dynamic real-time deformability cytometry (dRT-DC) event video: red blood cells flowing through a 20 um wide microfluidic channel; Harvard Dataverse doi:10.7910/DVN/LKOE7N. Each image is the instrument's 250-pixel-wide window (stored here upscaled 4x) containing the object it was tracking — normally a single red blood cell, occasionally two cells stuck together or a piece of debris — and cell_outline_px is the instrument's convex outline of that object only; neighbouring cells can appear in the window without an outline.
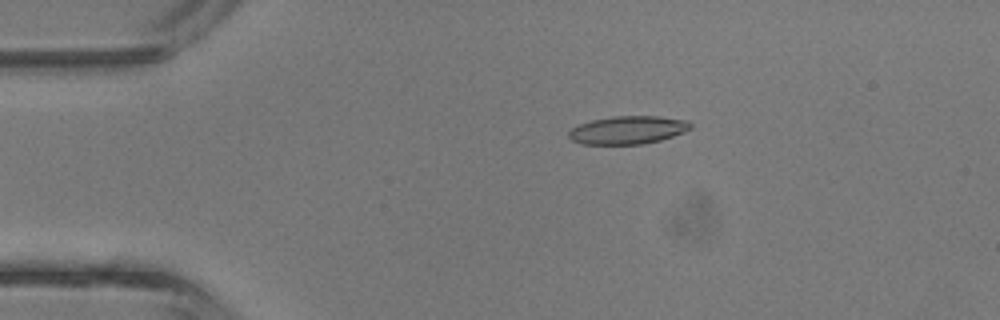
{"species": "common noctule bat (a hibernating species)", "species_latin": "Nyctalus noctula", "temperature_condition": "room temperature", "stored_images_in_passage": 43, "camera_frame_rate_fps": 3000, "um_per_image_px": 0.085, "animal": {"sex": "male", "body_mass_g": 13.3}, "frame": {"image": 1, "passage_image": 9, "time_ms": 2.667, "image_size_px": [1000, 320], "cell_outline_px": [[692, 128], [684, 132], [660, 140], [644, 144], [580, 144], [572, 140], [568, 136], [568, 132], [572, 128], [580, 124], [592, 120], [612, 116], [656, 116], [688, 120], [692, 124]], "centroid_in_image_um": [53.37, 11.05], "position_along_channel_um": 31.6, "area_um2": 19.94}}
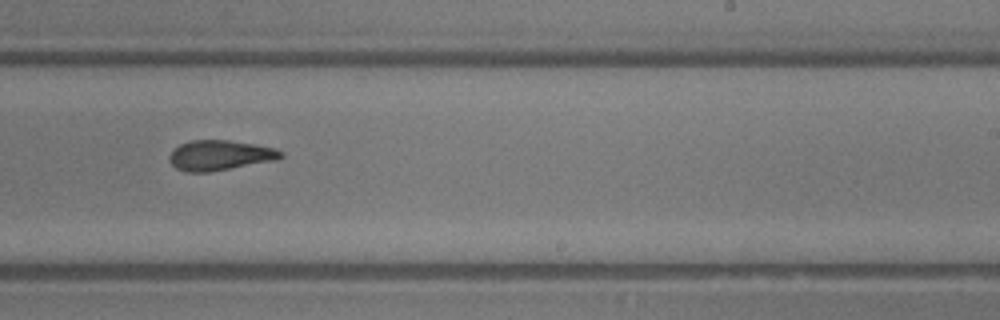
{"frame": {"image": 2, "passage_image": 27, "time_ms": 8.667, "image_size_px": [1000, 320], "cell_outline_px": [[284, 156], [276, 160], [208, 172], [188, 172], [176, 168], [168, 160], [168, 156], [180, 144], [192, 140], [228, 140], [256, 144], [276, 148], [284, 152]], "centroid_in_image_um": [18.72, 13.19], "position_along_channel_um": 270.3, "area_um2": 19.54}}
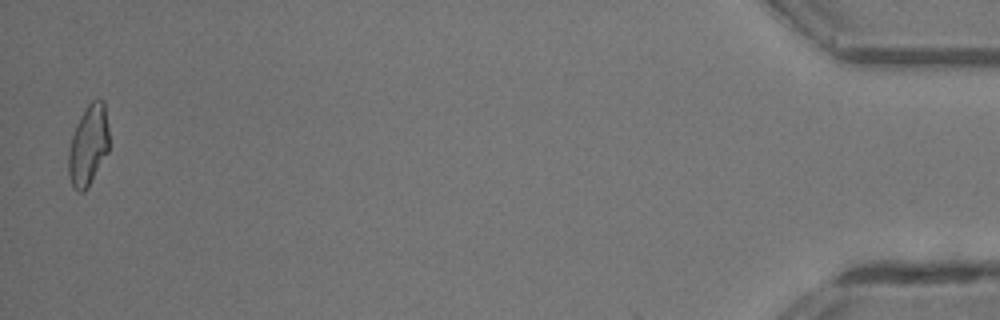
{"frame": {"image": 3, "passage_image": 43, "time_ms": 14.0, "image_size_px": [1000, 320], "cell_outline_px": [[108, 152], [88, 188], [84, 192], [76, 192], [68, 176], [68, 152], [72, 136], [76, 124], [80, 116], [88, 104], [92, 100], [104, 100], [108, 124]], "centroid_in_image_um": [7.5, 12.37], "position_along_channel_um": 427.7, "area_um2": 19.19}, "authors_computed_cell_mechanics": {"area_um2": 19.5942, "velocity_mm_per_s": 4.7784, "shape_relaxation_time_tau1_ms": 9.4627, "shape_relaxation_time_tau2_ms": 3.059, "deformation_change_tau1": 0.2499, "deformation_change_tau2": 0.1238}}